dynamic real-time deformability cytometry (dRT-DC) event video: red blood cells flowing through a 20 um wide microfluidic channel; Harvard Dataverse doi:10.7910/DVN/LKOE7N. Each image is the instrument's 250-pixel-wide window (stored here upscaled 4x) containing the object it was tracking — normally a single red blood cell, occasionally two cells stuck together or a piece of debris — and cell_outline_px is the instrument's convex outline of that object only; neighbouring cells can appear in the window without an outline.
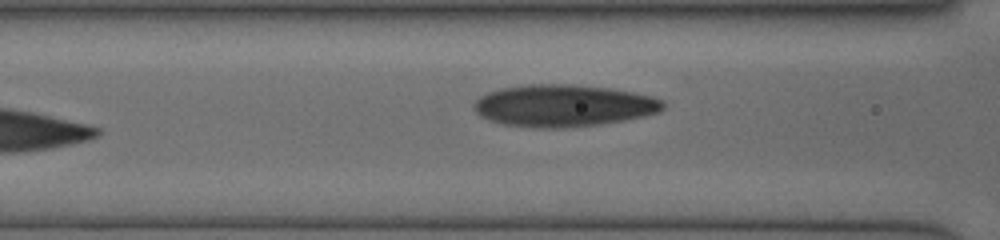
{"species": "human", "species_latin": "Homo sapiens", "temperature_condition": "cold", "stored_images_in_passage": 4, "segment_of_instrument_passage": [2, 2], "camera_frame_rate_fps": 3000, "um_per_image_px": 0.085, "donor": {"sex": "female"}, "frame": {"image": 1, "passage_image": 4, "time_ms": 2.0, "image_size_px": [1000, 240], "cell_outline_px": [[664, 108], [660, 112], [644, 116], [624, 120], [596, 124], [564, 128], [544, 128], [504, 124], [480, 116], [472, 108], [472, 104], [480, 96], [488, 92], [500, 88], [528, 84], [572, 84], [612, 88], [652, 96], [664, 100]], "centroid_in_image_um": [47.9, 8.96], "position_along_channel_um": 118.7, "area_um2": 46.36}}